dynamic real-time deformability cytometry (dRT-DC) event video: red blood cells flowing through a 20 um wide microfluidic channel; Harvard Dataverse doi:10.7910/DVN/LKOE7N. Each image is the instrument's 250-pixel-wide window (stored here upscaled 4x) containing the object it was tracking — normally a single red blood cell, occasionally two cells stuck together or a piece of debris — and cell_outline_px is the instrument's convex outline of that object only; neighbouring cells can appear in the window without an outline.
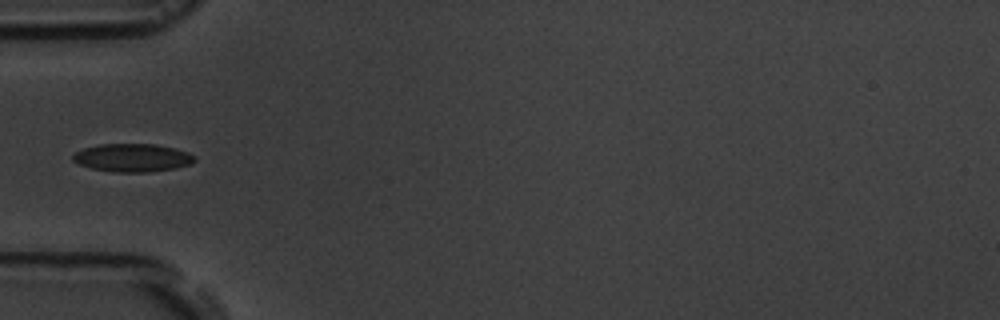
{"species": "common noctule bat (a hibernating species)", "species_latin": "Nyctalus noctula", "temperature_condition": "room temperature", "stored_images_in_passage": 5, "camera_frame_rate_fps": 3000, "um_per_image_px": 0.085, "animal": {"sex": "male", "body_mass_g": 19.5, "forearm_length_mm": 54.6}, "frame": {"image": 1, "passage_image": 5, "time_ms": 5.333, "image_size_px": [1000, 320], "cell_outline_px": [[196, 160], [192, 164], [176, 168], [148, 172], [112, 172], [92, 168], [80, 164], [72, 160], [72, 156], [76, 152], [84, 148], [100, 144], [156, 144], [188, 152], [196, 156]], "centroid_in_image_um": [11.29, 13.41], "position_along_channel_um": 73.7, "area_um2": 19.94}}